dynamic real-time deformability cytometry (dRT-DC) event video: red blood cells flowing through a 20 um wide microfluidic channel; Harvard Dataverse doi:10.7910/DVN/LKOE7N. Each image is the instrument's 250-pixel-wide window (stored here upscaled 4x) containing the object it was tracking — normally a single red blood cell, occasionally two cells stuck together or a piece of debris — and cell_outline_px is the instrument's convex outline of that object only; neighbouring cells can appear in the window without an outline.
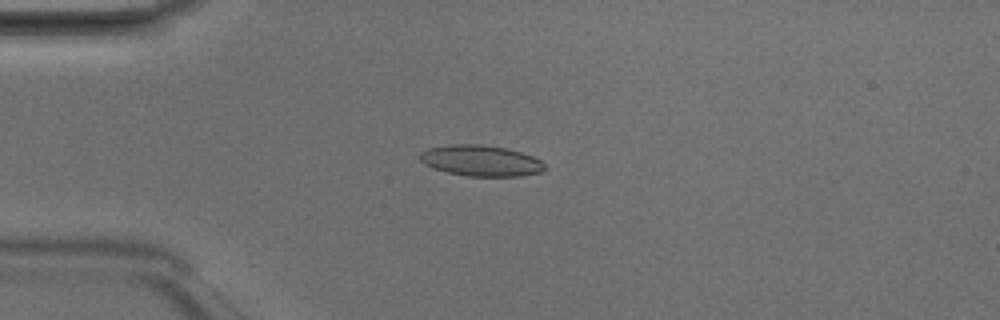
{"species": "Egyptian fruit bat (a non-hibernating species)", "species_latin": "Rousettus aegyptiacus", "temperature_condition": "room temperature", "stored_images_in_passage": 4, "camera_frame_rate_fps": 3000, "um_per_image_px": 0.085, "animal": {"sex": "male"}, "frame": {"image": 1, "passage_image": 4, "time_ms": 1.0, "image_size_px": [1000, 320], "cell_outline_px": [[548, 168], [540, 172], [520, 176], [468, 176], [448, 172], [432, 168], [424, 164], [420, 160], [420, 152], [428, 148], [448, 144], [480, 144], [508, 148], [532, 156], [540, 160]], "centroid_in_image_um": [40.86, 13.65], "position_along_channel_um": 44.1, "area_um2": 22.6}}